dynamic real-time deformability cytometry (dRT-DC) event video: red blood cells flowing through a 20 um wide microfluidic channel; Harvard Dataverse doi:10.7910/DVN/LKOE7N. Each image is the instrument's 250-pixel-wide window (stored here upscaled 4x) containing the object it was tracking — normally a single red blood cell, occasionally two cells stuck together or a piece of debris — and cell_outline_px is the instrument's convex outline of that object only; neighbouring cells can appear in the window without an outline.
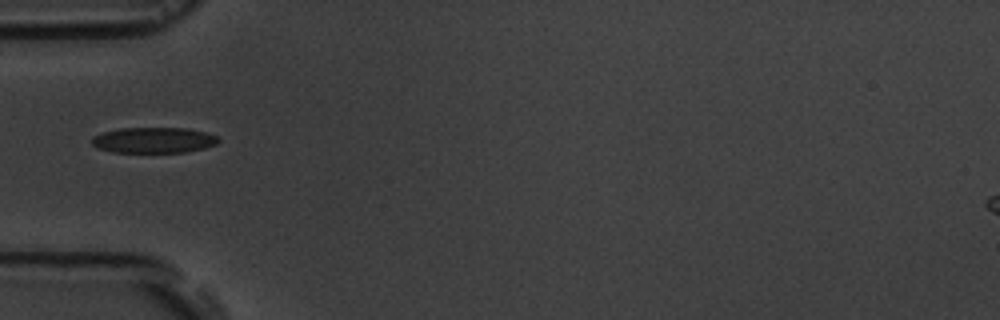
{"species": "common noctule bat (a hibernating species)", "species_latin": "Nyctalus noctula", "temperature_condition": "room temperature", "stored_images_in_passage": 3, "camera_frame_rate_fps": 3000, "um_per_image_px": 0.085, "animal": {"sex": "male", "body_mass_g": 19.5, "forearm_length_mm": 54.6}, "frame": {"image": 1, "passage_image": 1, "time_ms": 0.0, "image_size_px": [1000, 320], "cell_outline_px": [[220, 140], [216, 144], [204, 148], [184, 152], [112, 152], [96, 148], [92, 144], [92, 136], [104, 132], [120, 128], [188, 128], [204, 132], [216, 136]], "centroid_in_image_um": [13.04, 11.91], "position_along_channel_um": 72.0, "area_um2": 18.9}}
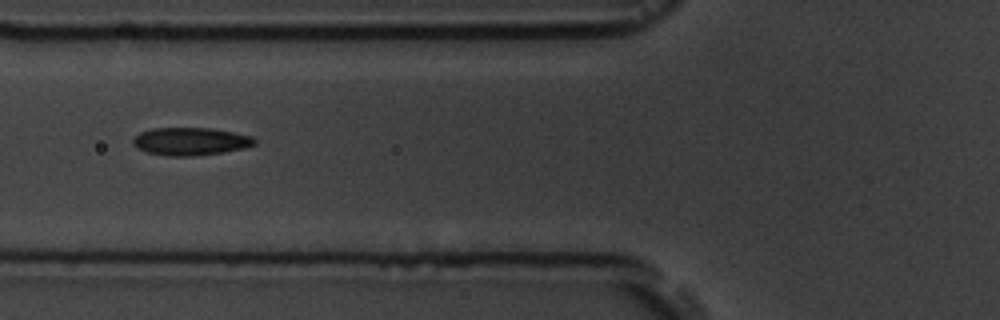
{"frame": {"image": 2, "passage_image": 2, "time_ms": 1.0, "image_size_px": [1000, 320], "cell_outline_px": [[256, 144], [224, 152], [192, 156], [168, 156], [148, 152], [136, 148], [132, 144], [132, 140], [140, 132], [152, 128], [212, 128], [252, 136], [256, 140]], "centroid_in_image_um": [16.16, 12.01], "position_along_channel_um": 109.6, "area_um2": 19.59}}
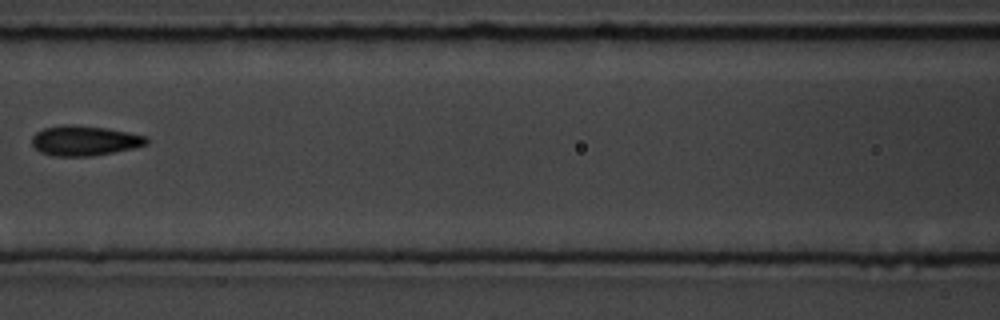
{"frame": {"image": 3, "passage_image": 3, "time_ms": 2.333, "image_size_px": [1000, 320], "cell_outline_px": [[148, 144], [132, 148], [92, 156], [56, 156], [40, 152], [32, 144], [32, 136], [36, 132], [44, 128], [64, 124], [72, 124], [104, 128], [128, 132], [144, 136], [148, 140]], "centroid_in_image_um": [7.15, 11.95], "position_along_channel_um": 159.5, "area_um2": 19.83}}